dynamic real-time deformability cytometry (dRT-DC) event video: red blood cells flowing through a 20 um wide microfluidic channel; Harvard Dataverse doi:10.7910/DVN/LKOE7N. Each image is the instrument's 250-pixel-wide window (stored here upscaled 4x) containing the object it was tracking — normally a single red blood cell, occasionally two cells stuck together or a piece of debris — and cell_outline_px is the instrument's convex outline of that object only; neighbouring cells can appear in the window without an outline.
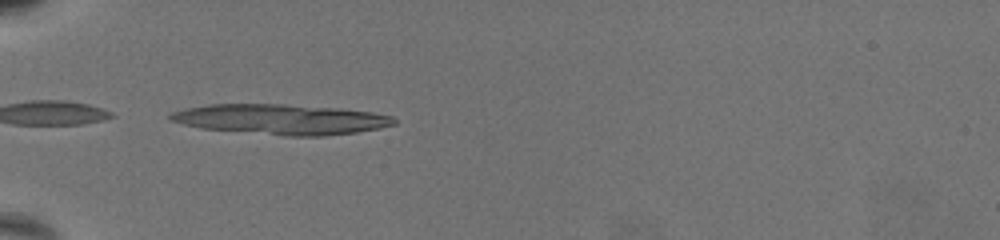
{"species": "common noctule bat (a hibernating species)", "species_latin": "Nyctalus noctula", "temperature_condition": "warm", "stored_images_in_passage": 45, "segment_of_instrument_passage": [1, 2], "camera_frame_rate_fps": 3000, "um_per_image_px": 0.085, "animal": {"sex": "female", "body_mass_g": 19.5, "forearm_length_mm": 54.1}, "frame": {"image": 1, "passage_image": 1, "time_ms": 0.0, "image_size_px": [1000, 240], "cell_outline_px": [[396, 124], [380, 128], [356, 132], [324, 136], [284, 136], [200, 128], [168, 120], [168, 116], [172, 112], [188, 108], [212, 104], [280, 104], [340, 108], [372, 112], [392, 116], [396, 120]], "centroid_in_image_um": [23.9, 10.15], "position_along_channel_um": 61.1, "area_um2": 39.42}}